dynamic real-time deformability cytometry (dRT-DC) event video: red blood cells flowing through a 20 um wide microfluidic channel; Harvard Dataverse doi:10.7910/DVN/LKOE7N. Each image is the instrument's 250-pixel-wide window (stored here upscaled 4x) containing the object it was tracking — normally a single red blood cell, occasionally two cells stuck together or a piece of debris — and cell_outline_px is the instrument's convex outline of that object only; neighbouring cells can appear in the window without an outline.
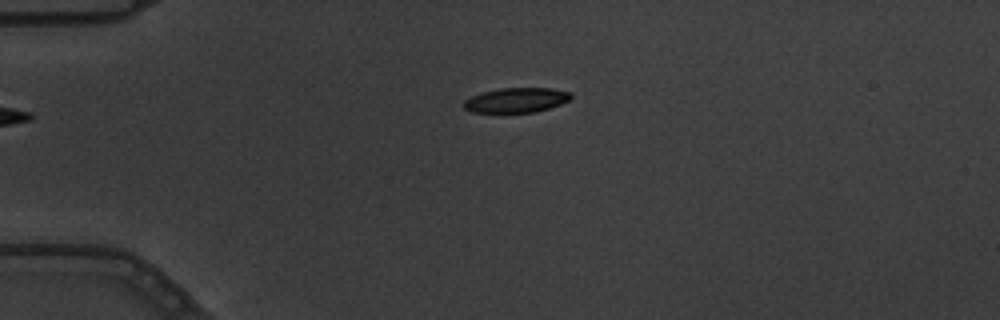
{"species": "common noctule bat (a hibernating species)", "species_latin": "Nyctalus noctula", "temperature_condition": "warm", "stored_images_in_passage": 4, "camera_frame_rate_fps": 3000, "um_per_image_px": 0.085, "animal": {"sex": "male", "body_mass_g": 19.5, "forearm_length_mm": 54.6}, "frame": {"image": 1, "passage_image": 4, "time_ms": 1.0, "image_size_px": [1000, 320], "cell_outline_px": [[572, 96], [568, 100], [560, 104], [536, 112], [472, 112], [464, 108], [464, 100], [472, 96], [484, 92], [500, 88], [548, 88], [568, 92]], "centroid_in_image_um": [43.86, 8.51], "position_along_channel_um": 41.1, "area_um2": 15.14}}